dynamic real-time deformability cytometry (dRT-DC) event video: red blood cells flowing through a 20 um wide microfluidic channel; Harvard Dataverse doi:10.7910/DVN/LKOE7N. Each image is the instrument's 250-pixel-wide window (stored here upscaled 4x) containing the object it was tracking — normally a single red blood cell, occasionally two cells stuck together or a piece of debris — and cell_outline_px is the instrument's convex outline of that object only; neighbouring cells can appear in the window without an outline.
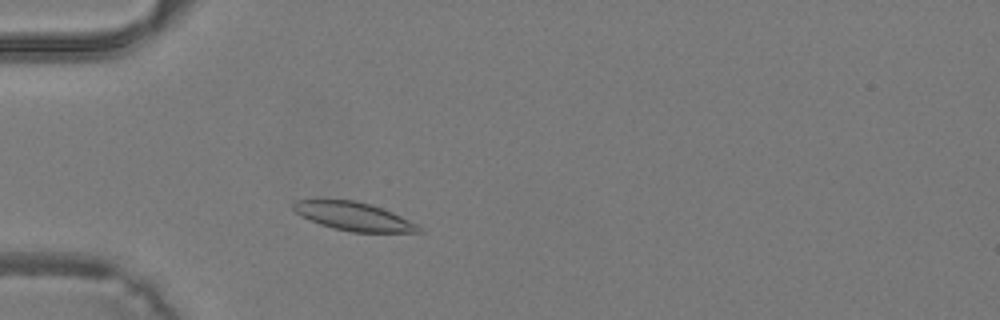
{"species": "common noctule bat (a hibernating species)", "species_latin": "Nyctalus noctula", "temperature_condition": "warm", "stored_images_in_passage": 35, "camera_frame_rate_fps": 3000, "um_per_image_px": 0.085, "animal": {"sex": "male", "body_mass_g": 19.2, "forearm_length_mm": 51.8}, "frame": {"image": 1, "passage_image": 7, "time_ms": 2.0, "image_size_px": [1000, 320], "cell_outline_px": [[424, 232], [352, 232], [320, 224], [300, 216], [292, 208], [292, 204], [296, 200], [356, 200], [392, 212], [416, 224]], "centroid_in_image_um": [30.03, 18.39], "position_along_channel_um": 55.0, "area_um2": 20.35}}
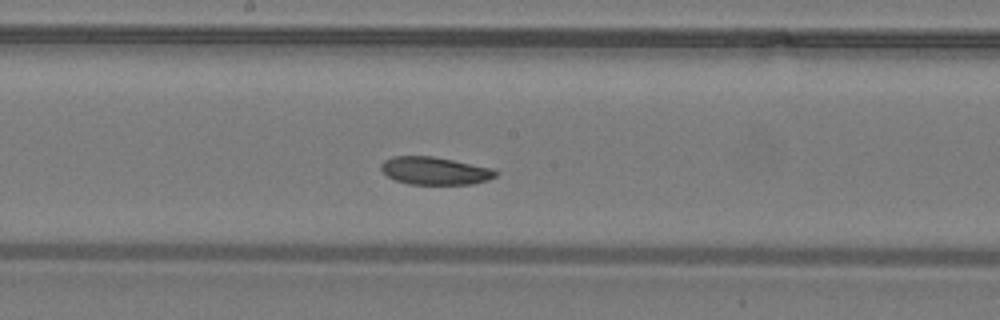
{"frame": {"image": 2, "passage_image": 17, "time_ms": 5.333, "image_size_px": [1000, 320], "cell_outline_px": [[500, 172], [496, 176], [488, 180], [472, 184], [408, 184], [396, 180], [388, 176], [380, 168], [380, 164], [384, 160], [392, 156], [432, 156], [492, 168]], "centroid_in_image_um": [36.97, 14.52], "position_along_channel_um": 211.2, "area_um2": 18.5}}
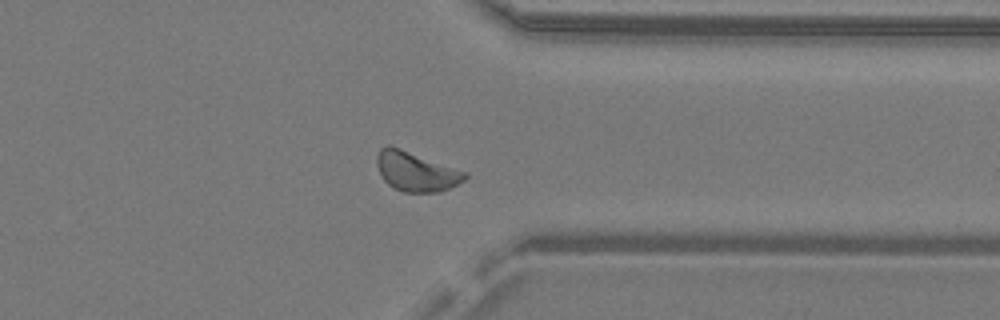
{"frame": {"image": 3, "passage_image": 27, "time_ms": 8.667, "image_size_px": [1000, 320], "cell_outline_px": [[468, 176], [464, 180], [440, 192], [404, 192], [392, 188], [384, 180], [376, 164], [376, 156], [380, 148], [388, 144], [400, 148], [468, 172]], "centroid_in_image_um": [35.34, 14.57], "position_along_channel_um": 376.1, "area_um2": 20.29}}